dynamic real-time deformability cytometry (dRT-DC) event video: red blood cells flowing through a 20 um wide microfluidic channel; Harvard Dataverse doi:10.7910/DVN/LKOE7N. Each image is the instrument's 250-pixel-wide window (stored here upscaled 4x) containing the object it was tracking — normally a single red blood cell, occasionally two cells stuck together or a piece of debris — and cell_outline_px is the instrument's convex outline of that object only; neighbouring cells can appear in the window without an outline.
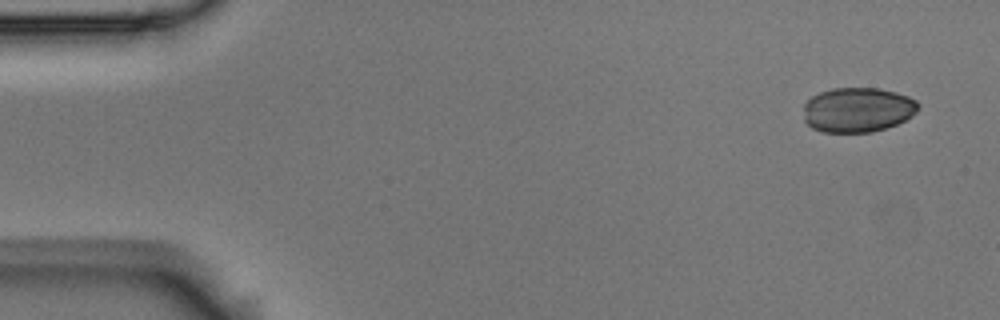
{"species": "Egyptian fruit bat (a non-hibernating species)", "species_latin": "Rousettus aegyptiacus", "temperature_condition": "room temperature", "stored_images_in_passage": 5, "camera_frame_rate_fps": 3000, "um_per_image_px": 0.085, "animal": {"sex": "male"}, "frame": {"image": 1, "passage_image": 1, "time_ms": 0.0, "image_size_px": [1000, 320], "cell_outline_px": [[920, 108], [912, 116], [896, 124], [872, 132], [820, 132], [812, 128], [804, 120], [804, 104], [812, 96], [820, 92], [832, 88], [880, 88], [896, 92], [908, 96], [916, 100], [920, 104]], "centroid_in_image_um": [72.91, 9.33], "position_along_channel_um": 12.1, "area_um2": 30.11}}
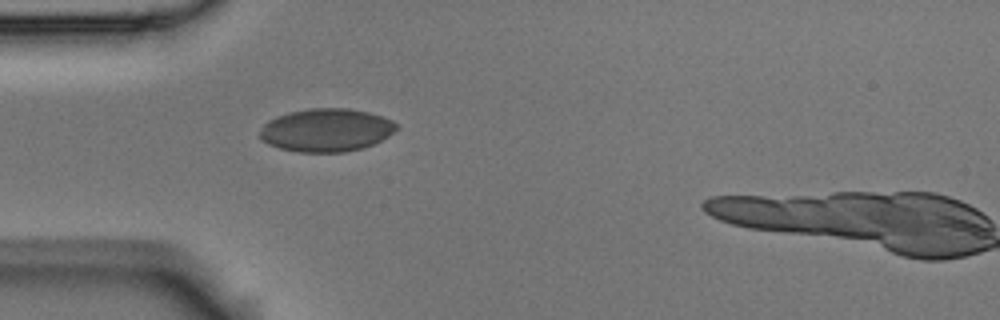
{"frame": {"image": 2, "passage_image": 4, "time_ms": 1.0, "image_size_px": [1000, 320], "cell_outline_px": [[400, 128], [388, 136], [364, 148], [344, 152], [300, 152], [280, 148], [268, 144], [260, 140], [260, 132], [264, 124], [268, 120], [276, 116], [288, 112], [308, 108], [348, 108], [368, 112], [392, 120]], "centroid_in_image_um": [27.73, 11.05], "position_along_channel_um": 57.3, "area_um2": 34.39}}